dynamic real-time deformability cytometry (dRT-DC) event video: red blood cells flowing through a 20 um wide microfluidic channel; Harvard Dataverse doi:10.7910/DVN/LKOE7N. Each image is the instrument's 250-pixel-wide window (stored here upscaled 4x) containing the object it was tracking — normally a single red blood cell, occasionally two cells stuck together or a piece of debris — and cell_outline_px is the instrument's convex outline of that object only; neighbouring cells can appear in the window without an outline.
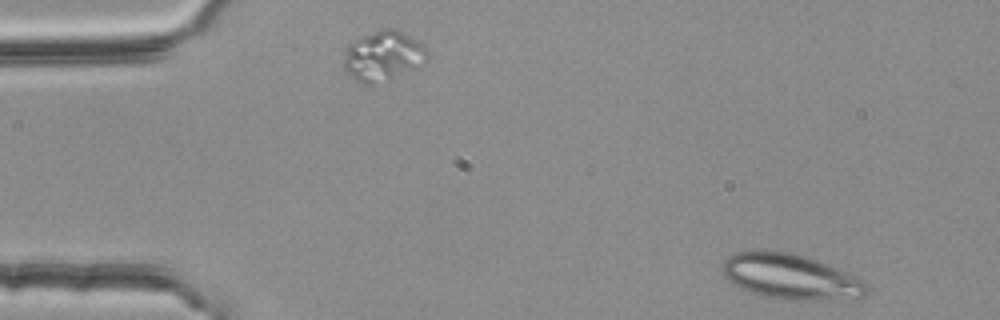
{"species": "common noctule bat (a hibernating species)", "species_latin": "Nyctalus noctula", "temperature_condition": "room temperature", "stored_images_in_passage": 3, "camera_frame_rate_fps": 3000, "um_per_image_px": 0.085, "animal": {"sex": "female", "body_mass_g": 25.1}, "frame": {"image": 1, "passage_image": 1, "time_ms": 0.0, "image_size_px": [1000, 320], "cell_outline_px": [[868, 288], [864, 296], [812, 300], [796, 300], [764, 296], [752, 292], [728, 280], [724, 276], [720, 268], [724, 260], [728, 256], [736, 252], [788, 252], [804, 256], [828, 264], [848, 272], [864, 280], [868, 284]], "centroid_in_image_um": [67.21, 23.51], "position_along_channel_um": 17.8, "area_um2": 37.28}}